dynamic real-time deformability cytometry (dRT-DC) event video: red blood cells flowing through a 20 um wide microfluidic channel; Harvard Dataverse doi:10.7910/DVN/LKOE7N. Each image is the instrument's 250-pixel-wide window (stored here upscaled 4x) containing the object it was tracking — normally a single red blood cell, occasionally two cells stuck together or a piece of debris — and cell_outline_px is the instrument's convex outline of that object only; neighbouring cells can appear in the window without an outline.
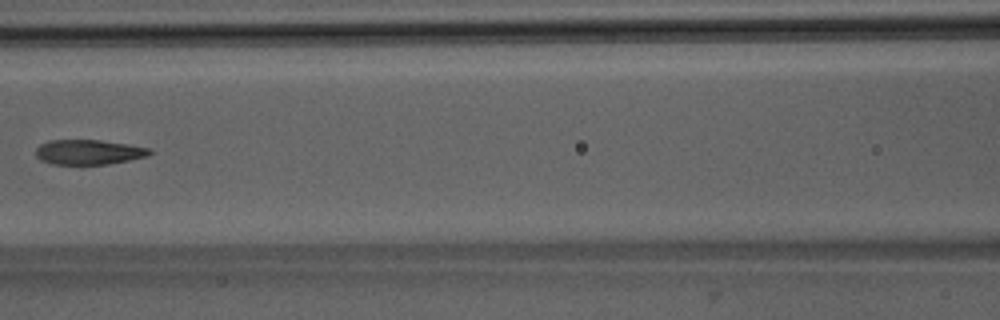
{"species": "Egyptian fruit bat (a non-hibernating species)", "species_latin": "Rousettus aegyptiacus", "temperature_condition": "room temperature", "stored_images_in_passage": 3, "camera_frame_rate_fps": 3000, "um_per_image_px": 0.085, "animal": {"sex": "male"}, "frame": {"image": 1, "passage_image": 3, "time_ms": 2.333, "image_size_px": [1000, 320], "cell_outline_px": [[152, 152], [148, 156], [108, 164], [52, 164], [40, 160], [36, 156], [36, 148], [40, 144], [48, 140], [100, 140], [148, 148]], "centroid_in_image_um": [7.48, 12.93], "position_along_channel_um": 159.1, "area_um2": 16.36}}